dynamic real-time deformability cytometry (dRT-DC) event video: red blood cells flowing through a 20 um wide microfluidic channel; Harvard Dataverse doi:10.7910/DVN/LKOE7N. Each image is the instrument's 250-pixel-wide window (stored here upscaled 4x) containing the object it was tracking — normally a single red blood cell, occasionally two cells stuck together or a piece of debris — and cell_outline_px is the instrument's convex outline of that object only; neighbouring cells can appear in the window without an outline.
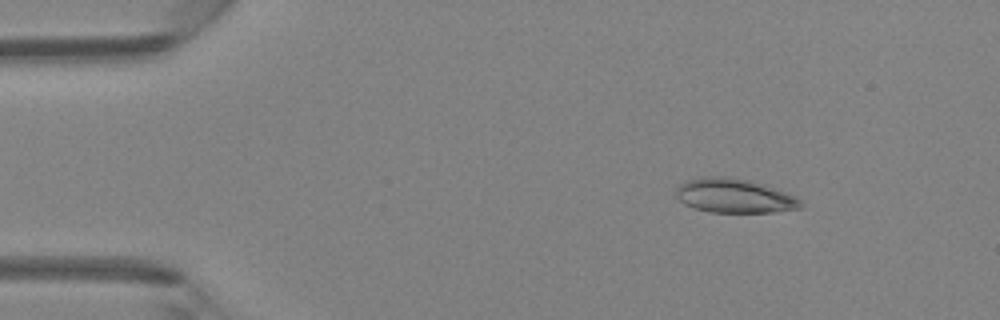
{"species": "Egyptian fruit bat (a non-hibernating species)", "species_latin": "Rousettus aegyptiacus", "temperature_condition": "room temperature", "stored_images_in_passage": 5, "camera_frame_rate_fps": 3000, "um_per_image_px": 0.085, "animal": {"sex": "female"}, "frame": {"image": 1, "passage_image": 2, "time_ms": 1.0, "image_size_px": [1000, 320], "cell_outline_px": [[804, 204], [800, 208], [772, 212], [708, 212], [692, 208], [684, 204], [676, 196], [676, 188], [680, 184], [688, 180], [700, 176], [724, 176], [748, 180], [796, 196]], "centroid_in_image_um": [62.37, 16.65], "position_along_channel_um": 22.6, "area_um2": 24.74}}